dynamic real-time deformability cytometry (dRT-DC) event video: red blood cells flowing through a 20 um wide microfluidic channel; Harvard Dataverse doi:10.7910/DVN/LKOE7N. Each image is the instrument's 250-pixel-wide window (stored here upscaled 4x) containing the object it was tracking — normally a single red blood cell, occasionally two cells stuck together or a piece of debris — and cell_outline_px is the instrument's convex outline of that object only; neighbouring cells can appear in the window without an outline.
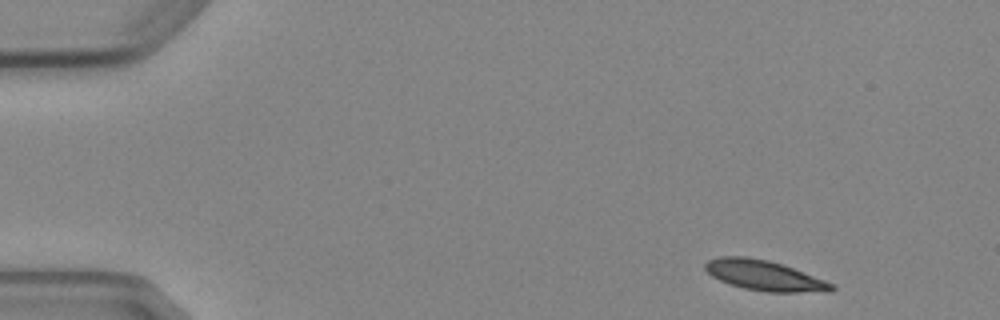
{"species": "Egyptian fruit bat (a non-hibernating species)", "species_latin": "Rousettus aegyptiacus", "temperature_condition": "cold", "stored_images_in_passage": 5, "segment_of_instrument_passage": [1, 2], "camera_frame_rate_fps": 3000, "um_per_image_px": 0.085, "animal": {"sex": "female"}, "frame": {"image": 1, "passage_image": 1, "time_ms": 0.0, "image_size_px": [1000, 320], "cell_outline_px": [[836, 288], [832, 292], [768, 292], [744, 288], [728, 284], [712, 276], [704, 268], [704, 264], [708, 260], [720, 256], [748, 256], [768, 260], [784, 264], [836, 284]], "centroid_in_image_um": [65.02, 23.41], "position_along_channel_um": 20.0, "area_um2": 22.6}}